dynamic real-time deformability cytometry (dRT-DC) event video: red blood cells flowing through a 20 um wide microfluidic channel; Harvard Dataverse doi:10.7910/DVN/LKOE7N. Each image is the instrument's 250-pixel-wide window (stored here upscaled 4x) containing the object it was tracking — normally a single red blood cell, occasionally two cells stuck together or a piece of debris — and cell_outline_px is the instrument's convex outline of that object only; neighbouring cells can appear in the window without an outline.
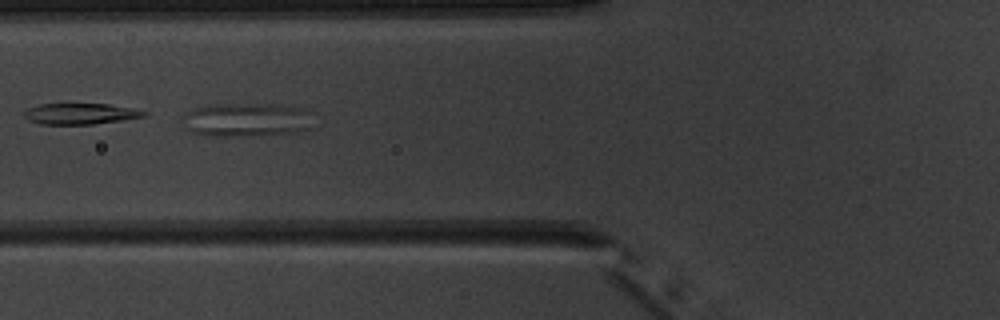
{"species": "common noctule bat (a hibernating species)", "species_latin": "Nyctalus noctula", "temperature_condition": "warm", "stored_images_in_passage": 8, "camera_frame_rate_fps": 3000, "um_per_image_px": 0.085, "animal": {"sex": "male", "body_mass_g": 20.1, "forearm_length_mm": 53.5}, "frame": {"image": 1, "passage_image": 7, "time_ms": 7.667, "image_size_px": [1000, 320], "cell_outline_px": [[308, 128], [296, 132], [224, 136], [212, 136], [192, 132], [184, 128], [184, 112], [196, 108], [216, 104], [292, 104], [300, 108], [304, 112]], "centroid_in_image_um": [20.83, 10.16], "position_along_channel_um": 105.0, "area_um2": 24.91}}
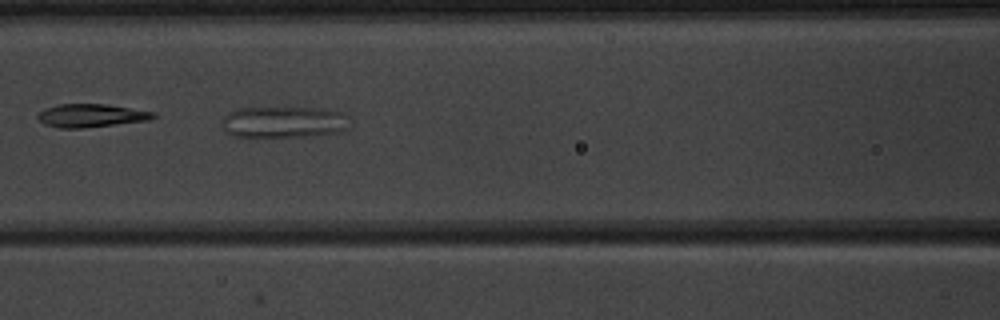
{"frame": {"image": 2, "passage_image": 8, "time_ms": 8.667, "image_size_px": [1000, 320], "cell_outline_px": [[348, 128], [344, 132], [304, 136], [236, 136], [224, 132], [224, 116], [228, 112], [240, 108], [308, 108], [340, 112], [348, 116]], "centroid_in_image_um": [24.14, 10.38], "position_along_channel_um": 142.5, "area_um2": 23.0}}